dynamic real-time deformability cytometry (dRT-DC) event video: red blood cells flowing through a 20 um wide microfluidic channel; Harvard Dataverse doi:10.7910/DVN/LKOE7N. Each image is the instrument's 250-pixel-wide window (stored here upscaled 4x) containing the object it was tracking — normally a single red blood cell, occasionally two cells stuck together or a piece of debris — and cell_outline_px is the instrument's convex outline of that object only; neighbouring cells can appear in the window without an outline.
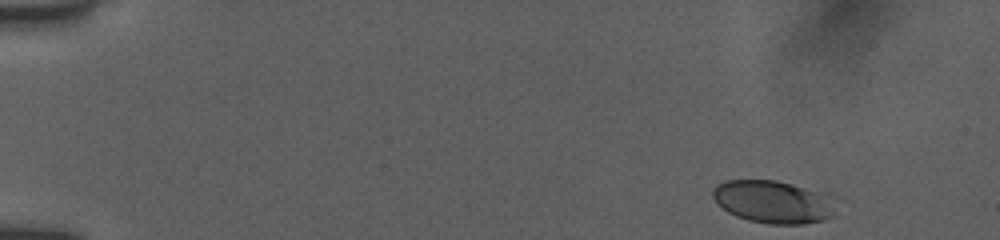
{"species": "human", "species_latin": "Homo sapiens", "temperature_condition": "room temperature", "stored_images_in_passage": 49, "camera_frame_rate_fps": 3000, "um_per_image_px": 0.085, "donor": {"sex": "female"}, "frame": {"image": 1, "passage_image": 1, "time_ms": 0.0, "image_size_px": [1000, 240], "cell_outline_px": [[836, 216], [824, 220], [804, 224], [768, 224], [748, 220], [736, 216], [728, 212], [712, 196], [712, 188], [716, 184], [724, 180], [776, 180], [792, 184], [816, 192], [824, 196]], "centroid_in_image_um": [65.61, 17.16], "position_along_channel_um": 19.4, "area_um2": 29.94}}
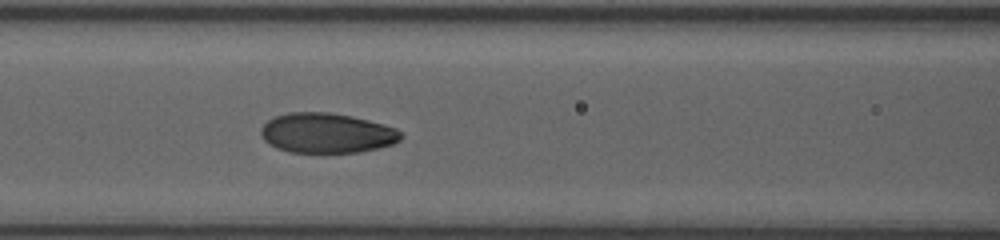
{"frame": {"image": 2, "passage_image": 20, "time_ms": 6.333, "image_size_px": [1000, 240], "cell_outline_px": [[404, 136], [400, 140], [392, 144], [380, 148], [360, 152], [288, 152], [276, 148], [268, 144], [264, 140], [260, 132], [260, 128], [268, 120], [276, 116], [288, 112], [328, 112], [352, 116], [384, 124], [396, 128], [404, 132]], "centroid_in_image_um": [27.8, 11.31], "position_along_channel_um": 138.8, "area_um2": 32.89}}
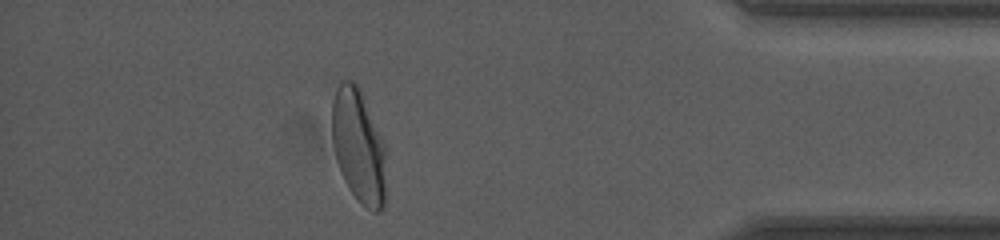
{"frame": {"image": 3, "passage_image": 43, "time_ms": 14.0, "image_size_px": [1000, 240], "cell_outline_px": [[388, 148], [384, 208], [380, 212], [372, 212], [360, 204], [348, 188], [340, 172], [332, 140], [332, 100], [336, 88], [340, 80], [352, 80], [360, 88]], "centroid_in_image_um": [30.53, 12.44], "position_along_channel_um": 404.7, "area_um2": 37.11}, "authors_computed_cell_mechanics": {"area_um2": 32.8882, "velocity_mm_per_s": 3.9163, "shape_relaxation_time_tau1_ms": 3.7552, "shape_relaxation_time_tau2_ms": null, "deformation_change_tau1": 0.1584, "deformation_change_tau2": null}}